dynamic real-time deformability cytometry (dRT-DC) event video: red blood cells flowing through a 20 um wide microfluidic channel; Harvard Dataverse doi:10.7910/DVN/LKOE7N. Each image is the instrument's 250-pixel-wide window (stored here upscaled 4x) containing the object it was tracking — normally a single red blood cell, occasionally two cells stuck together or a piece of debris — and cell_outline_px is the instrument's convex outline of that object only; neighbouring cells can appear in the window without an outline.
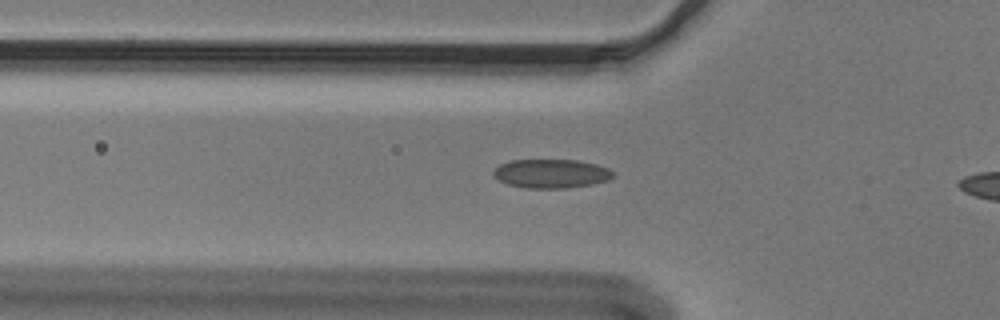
{"species": "Egyptian fruit bat (a non-hibernating species)", "species_latin": "Rousettus aegyptiacus", "temperature_condition": "cold", "stored_images_in_passage": 35, "camera_frame_rate_fps": 3000, "um_per_image_px": 0.085, "animal": {"sex": "male"}, "frame": {"image": 1, "passage_image": 8, "time_ms": 2.333, "image_size_px": [1000, 320], "cell_outline_px": [[612, 176], [608, 180], [592, 184], [568, 188], [524, 188], [508, 184], [492, 176], [492, 172], [500, 164], [512, 160], [576, 160], [596, 164], [608, 168], [612, 172]], "centroid_in_image_um": [46.82, 14.76], "position_along_channel_um": 79.0, "area_um2": 20.06}}
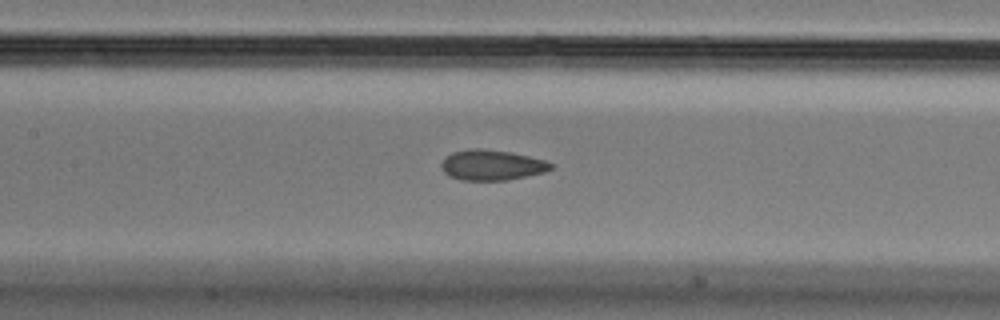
{"frame": {"image": 2, "passage_image": 15, "time_ms": 4.667, "image_size_px": [1000, 320], "cell_outline_px": [[552, 168], [544, 172], [508, 180], [460, 180], [448, 176], [444, 172], [440, 164], [444, 156], [452, 152], [468, 148], [480, 148], [512, 152], [544, 160], [552, 164]], "centroid_in_image_um": [41.74, 14.02], "position_along_channel_um": 165.7, "area_um2": 19.54}}
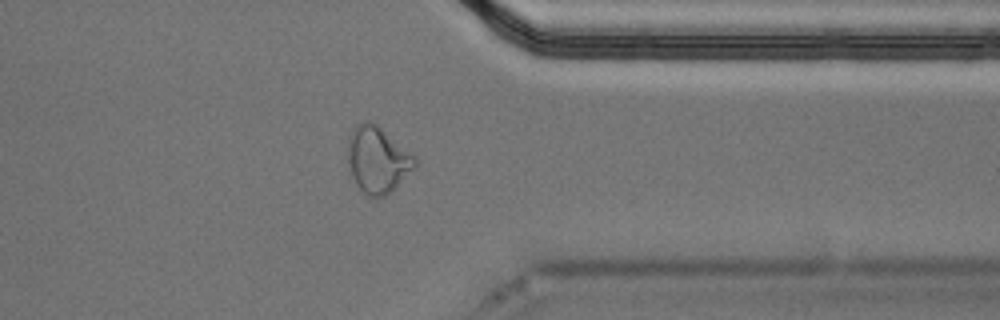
{"frame": {"image": 3, "passage_image": 33, "time_ms": 10.667, "image_size_px": [1000, 320], "cell_outline_px": [[416, 164], [384, 196], [376, 200], [368, 196], [356, 184], [352, 176], [348, 164], [348, 136], [352, 128], [356, 124], [364, 120], [368, 120], [376, 124], [412, 152], [416, 156]], "centroid_in_image_um": [32.04, 13.53], "position_along_channel_um": 379.4, "area_um2": 25.72}}